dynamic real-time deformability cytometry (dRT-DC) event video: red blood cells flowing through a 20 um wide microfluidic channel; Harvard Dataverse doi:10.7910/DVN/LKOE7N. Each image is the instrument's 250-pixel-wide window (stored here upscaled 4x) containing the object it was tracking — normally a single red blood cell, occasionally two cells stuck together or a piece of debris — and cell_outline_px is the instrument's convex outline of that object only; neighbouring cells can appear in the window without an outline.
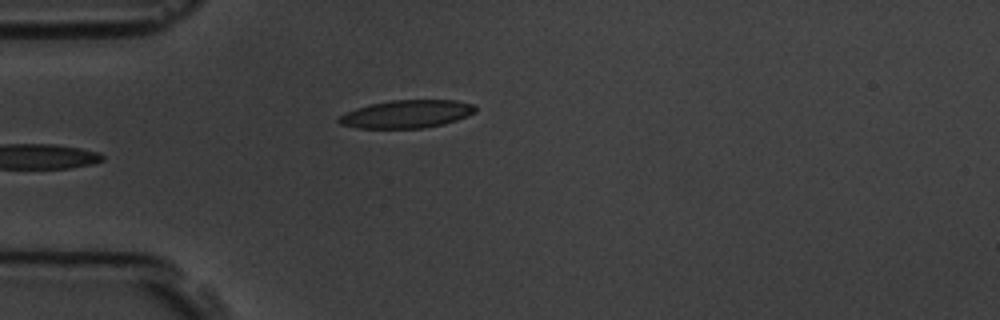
{"species": "common noctule bat (a hibernating species)", "species_latin": "Nyctalus noctula", "temperature_condition": "room temperature", "stored_images_in_passage": 5, "camera_frame_rate_fps": 3000, "um_per_image_px": 0.085, "animal": {"sex": "male", "body_mass_g": 19.5, "forearm_length_mm": 54.6}, "frame": {"image": 1, "passage_image": 5, "time_ms": 5.333, "image_size_px": [1000, 320], "cell_outline_px": [[476, 112], [468, 116], [444, 124], [424, 128], [356, 128], [340, 124], [336, 120], [340, 116], [356, 108], [368, 104], [392, 100], [456, 100], [472, 104], [476, 108]], "centroid_in_image_um": [34.57, 9.69], "position_along_channel_um": 50.4, "area_um2": 22.25}}